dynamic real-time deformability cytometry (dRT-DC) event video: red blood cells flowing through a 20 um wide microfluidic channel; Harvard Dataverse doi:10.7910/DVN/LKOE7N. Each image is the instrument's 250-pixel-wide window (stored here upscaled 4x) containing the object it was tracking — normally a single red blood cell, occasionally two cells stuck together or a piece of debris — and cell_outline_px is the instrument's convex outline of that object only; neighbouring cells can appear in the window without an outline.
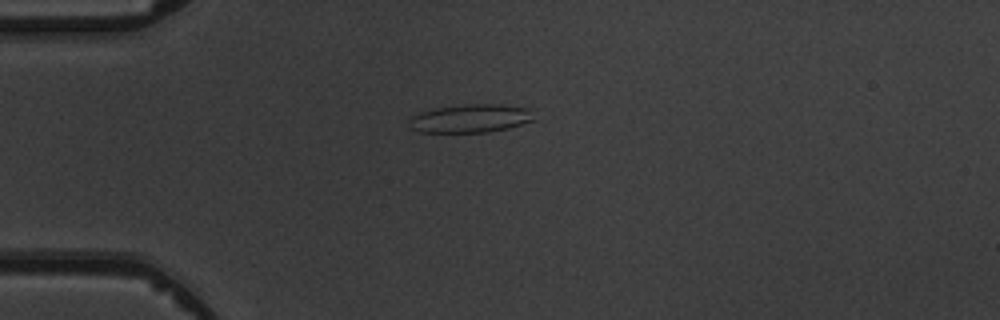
{"species": "common noctule bat (a hibernating species)", "species_latin": "Nyctalus noctula", "temperature_condition": "warm", "stored_images_in_passage": 5, "camera_frame_rate_fps": 3000, "um_per_image_px": 0.085, "animal": {"sex": "male", "body_mass_g": 19.5, "forearm_length_mm": 54.6}, "frame": {"image": 1, "passage_image": 3, "time_ms": 3.0, "image_size_px": [1000, 320], "cell_outline_px": [[536, 120], [508, 128], [488, 132], [420, 132], [408, 128], [408, 120], [412, 116], [420, 112], [436, 108], [468, 104], [500, 104], [528, 108]], "centroid_in_image_um": [39.97, 10.07], "position_along_channel_um": 45.0, "area_um2": 20.69}}
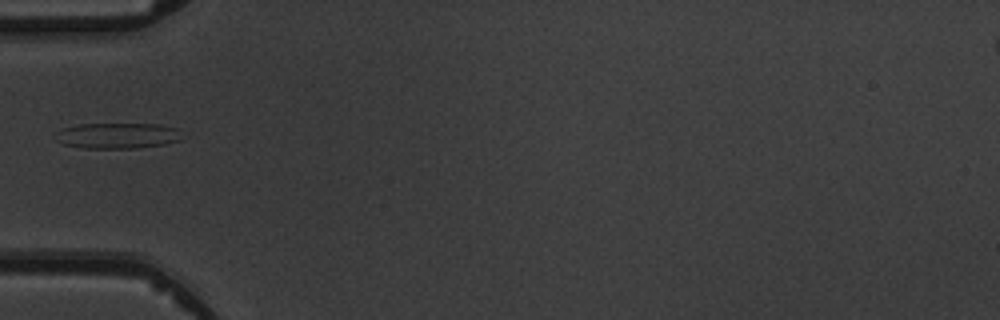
{"frame": {"image": 2, "passage_image": 4, "time_ms": 4.333, "image_size_px": [1000, 320], "cell_outline_px": [[180, 140], [164, 144], [136, 148], [84, 148], [64, 144], [56, 140], [52, 136], [56, 132], [64, 128], [80, 124], [160, 124], [180, 128]], "centroid_in_image_um": [9.98, 11.52], "position_along_channel_um": 75.0, "area_um2": 19.02}}